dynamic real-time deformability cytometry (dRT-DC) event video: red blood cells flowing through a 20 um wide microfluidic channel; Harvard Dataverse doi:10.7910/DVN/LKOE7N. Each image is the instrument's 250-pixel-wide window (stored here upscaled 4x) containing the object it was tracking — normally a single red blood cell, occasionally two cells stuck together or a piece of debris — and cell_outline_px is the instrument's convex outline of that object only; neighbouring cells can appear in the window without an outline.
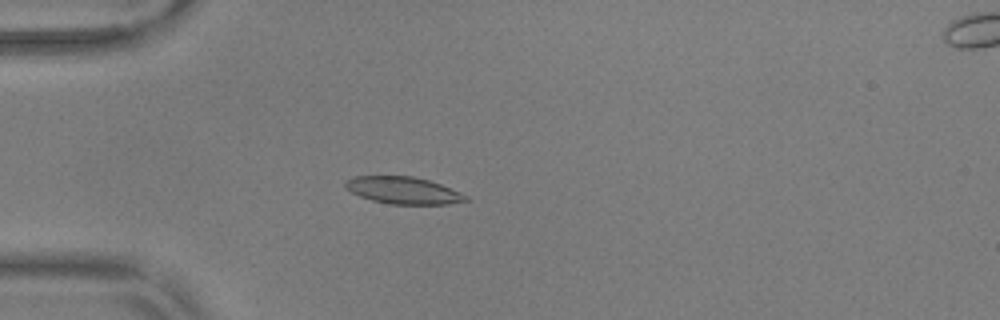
{"species": "common noctule bat (a hibernating species)", "species_latin": "Nyctalus noctula", "temperature_condition": "warm", "stored_images_in_passage": 44, "camera_frame_rate_fps": 3000, "um_per_image_px": 0.085, "animal": {"sex": "male", "body_mass_g": 17.9, "forearm_length_mm": 54.2}, "frame": {"image": 1, "passage_image": 5, "time_ms": 1.333, "image_size_px": [1000, 320], "cell_outline_px": [[472, 200], [448, 204], [388, 204], [372, 200], [360, 196], [344, 188], [344, 180], [356, 176], [412, 176], [428, 180], [440, 184], [460, 192], [468, 196]], "centroid_in_image_um": [34.28, 16.18], "position_along_channel_um": 50.7, "area_um2": 19.07}}
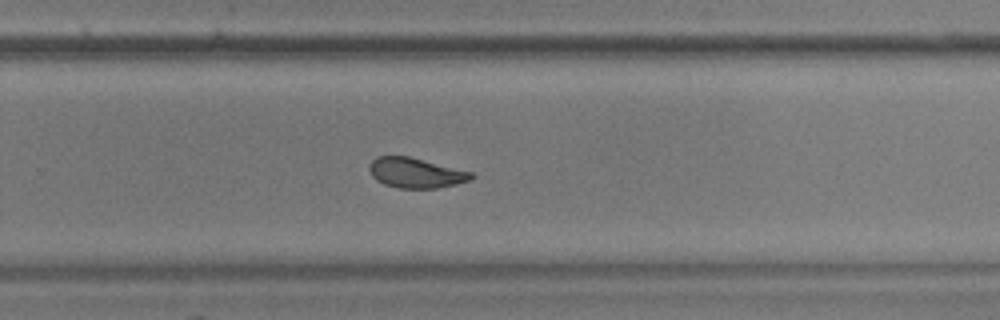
{"frame": {"image": 2, "passage_image": 26, "time_ms": 8.333, "image_size_px": [1000, 320], "cell_outline_px": [[476, 176], [472, 180], [456, 184], [436, 188], [396, 188], [384, 184], [376, 180], [372, 176], [368, 168], [368, 164], [376, 156], [408, 156], [472, 172]], "centroid_in_image_um": [35.32, 14.7], "position_along_channel_um": 294.5, "area_um2": 17.98}}
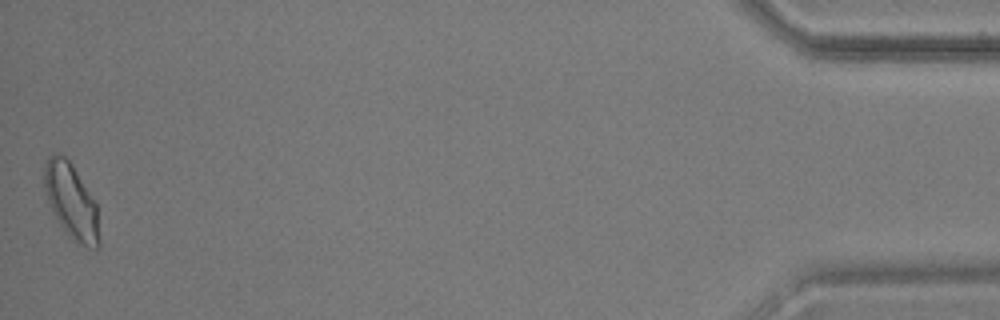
{"frame": {"image": 3, "passage_image": 44, "time_ms": 14.333, "image_size_px": [1000, 320], "cell_outline_px": [[100, 248], [88, 248], [72, 240], [60, 224], [52, 212], [44, 188], [44, 168], [48, 156], [52, 152], [56, 152], [64, 156], [72, 164], [96, 200], [100, 240]], "centroid_in_image_um": [6.08, 17.11], "position_along_channel_um": 429.1, "area_um2": 24.39}, "authors_computed_cell_mechanics": {"area_um2": 19.1029, "velocity_mm_per_s": 3.6745, "shape_relaxation_time_tau1_ms": 7.1543, "shape_relaxation_time_tau2_ms": 1.584, "deformation_change_tau1": 0.1546, "deformation_change_tau2": 0.0631}}